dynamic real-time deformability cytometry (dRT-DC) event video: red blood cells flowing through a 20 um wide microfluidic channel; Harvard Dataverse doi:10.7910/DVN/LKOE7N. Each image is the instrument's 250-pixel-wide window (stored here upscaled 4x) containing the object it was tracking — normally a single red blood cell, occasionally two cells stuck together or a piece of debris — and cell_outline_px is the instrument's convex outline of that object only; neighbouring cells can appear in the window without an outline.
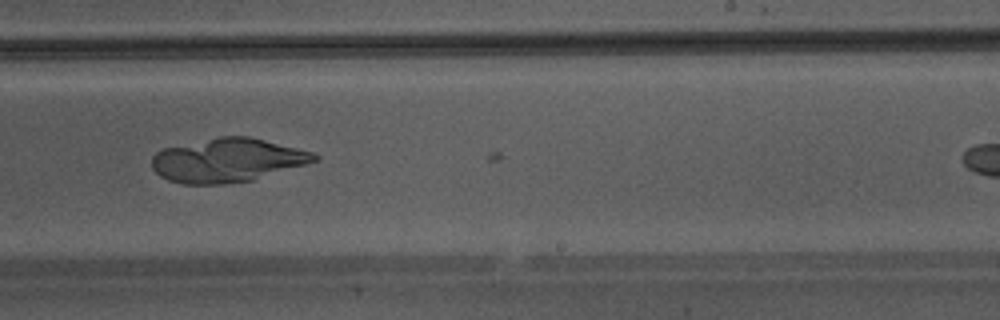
{"species": "Egyptian fruit bat (a non-hibernating species)", "species_latin": "Rousettus aegyptiacus", "temperature_condition": "warm", "stored_images_in_passage": 11, "camera_frame_rate_fps": 3000, "um_per_image_px": 0.085, "animal": {"sex": "male"}, "frame": {"image": 1, "passage_image": 10, "time_ms": 3.0, "image_size_px": [1000, 320], "cell_outline_px": [[320, 160], [252, 180], [224, 184], [184, 184], [168, 180], [160, 176], [152, 168], [152, 156], [156, 152], [164, 148], [220, 136], [248, 136], [312, 152], [320, 156]], "centroid_in_image_um": [19.32, 13.62], "position_along_channel_um": 269.7, "area_um2": 41.21}}